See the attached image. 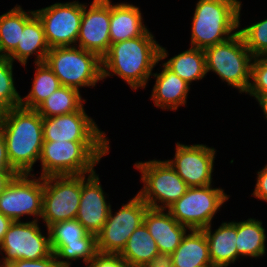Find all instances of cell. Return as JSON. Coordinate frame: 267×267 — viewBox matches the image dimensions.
Returning a JSON list of instances; mask_svg holds the SVG:
<instances>
[{
	"instance_id": "4316f807",
	"label": "cell",
	"mask_w": 267,
	"mask_h": 267,
	"mask_svg": "<svg viewBox=\"0 0 267 267\" xmlns=\"http://www.w3.org/2000/svg\"><path fill=\"white\" fill-rule=\"evenodd\" d=\"M189 85L207 76L205 51L190 47L164 63Z\"/></svg>"
},
{
	"instance_id": "4dcf8cb0",
	"label": "cell",
	"mask_w": 267,
	"mask_h": 267,
	"mask_svg": "<svg viewBox=\"0 0 267 267\" xmlns=\"http://www.w3.org/2000/svg\"><path fill=\"white\" fill-rule=\"evenodd\" d=\"M13 61L0 56V112L19 107L21 95L15 86Z\"/></svg>"
},
{
	"instance_id": "e575fe53",
	"label": "cell",
	"mask_w": 267,
	"mask_h": 267,
	"mask_svg": "<svg viewBox=\"0 0 267 267\" xmlns=\"http://www.w3.org/2000/svg\"><path fill=\"white\" fill-rule=\"evenodd\" d=\"M8 267H63L56 259L54 253L46 258L38 260H17L11 262Z\"/></svg>"
},
{
	"instance_id": "ab89813d",
	"label": "cell",
	"mask_w": 267,
	"mask_h": 267,
	"mask_svg": "<svg viewBox=\"0 0 267 267\" xmlns=\"http://www.w3.org/2000/svg\"><path fill=\"white\" fill-rule=\"evenodd\" d=\"M18 173H0V194Z\"/></svg>"
},
{
	"instance_id": "4fadbf2b",
	"label": "cell",
	"mask_w": 267,
	"mask_h": 267,
	"mask_svg": "<svg viewBox=\"0 0 267 267\" xmlns=\"http://www.w3.org/2000/svg\"><path fill=\"white\" fill-rule=\"evenodd\" d=\"M149 206L136 194L113 214L110 207L107 220L96 235L97 250L103 253L119 254L130 235L143 223Z\"/></svg>"
},
{
	"instance_id": "d6a6232c",
	"label": "cell",
	"mask_w": 267,
	"mask_h": 267,
	"mask_svg": "<svg viewBox=\"0 0 267 267\" xmlns=\"http://www.w3.org/2000/svg\"><path fill=\"white\" fill-rule=\"evenodd\" d=\"M267 93V56H256L251 65V80L246 94L255 98Z\"/></svg>"
},
{
	"instance_id": "603a6c76",
	"label": "cell",
	"mask_w": 267,
	"mask_h": 267,
	"mask_svg": "<svg viewBox=\"0 0 267 267\" xmlns=\"http://www.w3.org/2000/svg\"><path fill=\"white\" fill-rule=\"evenodd\" d=\"M45 39L44 29L39 18L34 15L21 31L20 41L17 47L7 56L10 60L19 62L26 67L29 57L35 54L34 63H43L49 51Z\"/></svg>"
},
{
	"instance_id": "2e32d148",
	"label": "cell",
	"mask_w": 267,
	"mask_h": 267,
	"mask_svg": "<svg viewBox=\"0 0 267 267\" xmlns=\"http://www.w3.org/2000/svg\"><path fill=\"white\" fill-rule=\"evenodd\" d=\"M42 125L43 141L110 142L84 105L70 114L43 118Z\"/></svg>"
},
{
	"instance_id": "8fae6325",
	"label": "cell",
	"mask_w": 267,
	"mask_h": 267,
	"mask_svg": "<svg viewBox=\"0 0 267 267\" xmlns=\"http://www.w3.org/2000/svg\"><path fill=\"white\" fill-rule=\"evenodd\" d=\"M42 204L43 177L32 173L16 175L0 194V212L13 221H21L23 216L40 221Z\"/></svg>"
},
{
	"instance_id": "6da1fadb",
	"label": "cell",
	"mask_w": 267,
	"mask_h": 267,
	"mask_svg": "<svg viewBox=\"0 0 267 267\" xmlns=\"http://www.w3.org/2000/svg\"><path fill=\"white\" fill-rule=\"evenodd\" d=\"M154 37L148 28L142 36L111 44L102 58V79L115 75L133 90L145 89L153 68L169 55Z\"/></svg>"
},
{
	"instance_id": "cb8c5ba5",
	"label": "cell",
	"mask_w": 267,
	"mask_h": 267,
	"mask_svg": "<svg viewBox=\"0 0 267 267\" xmlns=\"http://www.w3.org/2000/svg\"><path fill=\"white\" fill-rule=\"evenodd\" d=\"M173 267H214L203 230L190 229L172 253Z\"/></svg>"
},
{
	"instance_id": "7c38bea8",
	"label": "cell",
	"mask_w": 267,
	"mask_h": 267,
	"mask_svg": "<svg viewBox=\"0 0 267 267\" xmlns=\"http://www.w3.org/2000/svg\"><path fill=\"white\" fill-rule=\"evenodd\" d=\"M48 230L52 252L63 267L81 259L87 265L98 252L96 235L88 233L77 219L53 224Z\"/></svg>"
},
{
	"instance_id": "d6986e66",
	"label": "cell",
	"mask_w": 267,
	"mask_h": 267,
	"mask_svg": "<svg viewBox=\"0 0 267 267\" xmlns=\"http://www.w3.org/2000/svg\"><path fill=\"white\" fill-rule=\"evenodd\" d=\"M143 223L156 241L159 252L172 254L190 230L179 224L165 209L148 208Z\"/></svg>"
},
{
	"instance_id": "52a82bcc",
	"label": "cell",
	"mask_w": 267,
	"mask_h": 267,
	"mask_svg": "<svg viewBox=\"0 0 267 267\" xmlns=\"http://www.w3.org/2000/svg\"><path fill=\"white\" fill-rule=\"evenodd\" d=\"M134 168L141 173V199L152 209H167L179 200L189 186L165 160L139 161Z\"/></svg>"
},
{
	"instance_id": "83f0119b",
	"label": "cell",
	"mask_w": 267,
	"mask_h": 267,
	"mask_svg": "<svg viewBox=\"0 0 267 267\" xmlns=\"http://www.w3.org/2000/svg\"><path fill=\"white\" fill-rule=\"evenodd\" d=\"M156 241L150 235L147 227L142 223L130 235L125 247L119 255L130 267H142L149 262L157 253Z\"/></svg>"
},
{
	"instance_id": "f35d334b",
	"label": "cell",
	"mask_w": 267,
	"mask_h": 267,
	"mask_svg": "<svg viewBox=\"0 0 267 267\" xmlns=\"http://www.w3.org/2000/svg\"><path fill=\"white\" fill-rule=\"evenodd\" d=\"M13 220L9 217H6L4 214L0 212V244L4 239V236L12 224Z\"/></svg>"
},
{
	"instance_id": "ba28073f",
	"label": "cell",
	"mask_w": 267,
	"mask_h": 267,
	"mask_svg": "<svg viewBox=\"0 0 267 267\" xmlns=\"http://www.w3.org/2000/svg\"><path fill=\"white\" fill-rule=\"evenodd\" d=\"M230 195L223 188L208 186L189 187L186 193L166 210L189 229L202 230L212 224L214 216Z\"/></svg>"
},
{
	"instance_id": "ac0fdd59",
	"label": "cell",
	"mask_w": 267,
	"mask_h": 267,
	"mask_svg": "<svg viewBox=\"0 0 267 267\" xmlns=\"http://www.w3.org/2000/svg\"><path fill=\"white\" fill-rule=\"evenodd\" d=\"M107 198L96 171L81 174V198L75 219L88 233L97 235L104 226L112 207Z\"/></svg>"
},
{
	"instance_id": "60d3db41",
	"label": "cell",
	"mask_w": 267,
	"mask_h": 267,
	"mask_svg": "<svg viewBox=\"0 0 267 267\" xmlns=\"http://www.w3.org/2000/svg\"><path fill=\"white\" fill-rule=\"evenodd\" d=\"M254 99L258 102L260 108L263 110V114L266 117L265 119H267V93L257 95Z\"/></svg>"
},
{
	"instance_id": "30bf717a",
	"label": "cell",
	"mask_w": 267,
	"mask_h": 267,
	"mask_svg": "<svg viewBox=\"0 0 267 267\" xmlns=\"http://www.w3.org/2000/svg\"><path fill=\"white\" fill-rule=\"evenodd\" d=\"M39 221H13L0 244V265L17 260H38L52 252L49 230L43 235ZM3 252V253H2Z\"/></svg>"
},
{
	"instance_id": "1f68e13d",
	"label": "cell",
	"mask_w": 267,
	"mask_h": 267,
	"mask_svg": "<svg viewBox=\"0 0 267 267\" xmlns=\"http://www.w3.org/2000/svg\"><path fill=\"white\" fill-rule=\"evenodd\" d=\"M241 9L242 3L239 10L238 32L242 35L246 47L254 57L267 56V18L241 29Z\"/></svg>"
},
{
	"instance_id": "277c9868",
	"label": "cell",
	"mask_w": 267,
	"mask_h": 267,
	"mask_svg": "<svg viewBox=\"0 0 267 267\" xmlns=\"http://www.w3.org/2000/svg\"><path fill=\"white\" fill-rule=\"evenodd\" d=\"M240 6V0H199L191 20L190 47L205 50L238 33Z\"/></svg>"
},
{
	"instance_id": "3957f363",
	"label": "cell",
	"mask_w": 267,
	"mask_h": 267,
	"mask_svg": "<svg viewBox=\"0 0 267 267\" xmlns=\"http://www.w3.org/2000/svg\"><path fill=\"white\" fill-rule=\"evenodd\" d=\"M109 143L43 141L40 177L91 174L101 158L110 153Z\"/></svg>"
},
{
	"instance_id": "7402d4cb",
	"label": "cell",
	"mask_w": 267,
	"mask_h": 267,
	"mask_svg": "<svg viewBox=\"0 0 267 267\" xmlns=\"http://www.w3.org/2000/svg\"><path fill=\"white\" fill-rule=\"evenodd\" d=\"M206 235L209 254L214 267H228L237 261V222L229 221L212 231V224L202 229Z\"/></svg>"
},
{
	"instance_id": "8d00e7d4",
	"label": "cell",
	"mask_w": 267,
	"mask_h": 267,
	"mask_svg": "<svg viewBox=\"0 0 267 267\" xmlns=\"http://www.w3.org/2000/svg\"><path fill=\"white\" fill-rule=\"evenodd\" d=\"M0 173H17L10 164L4 134L0 130Z\"/></svg>"
},
{
	"instance_id": "d4e9b609",
	"label": "cell",
	"mask_w": 267,
	"mask_h": 267,
	"mask_svg": "<svg viewBox=\"0 0 267 267\" xmlns=\"http://www.w3.org/2000/svg\"><path fill=\"white\" fill-rule=\"evenodd\" d=\"M262 221L254 218L237 221V260L241 257L260 258L266 255V231Z\"/></svg>"
},
{
	"instance_id": "e0dca14e",
	"label": "cell",
	"mask_w": 267,
	"mask_h": 267,
	"mask_svg": "<svg viewBox=\"0 0 267 267\" xmlns=\"http://www.w3.org/2000/svg\"><path fill=\"white\" fill-rule=\"evenodd\" d=\"M109 26L110 0H93L90 5L83 3L77 47L95 53L102 59L111 45Z\"/></svg>"
},
{
	"instance_id": "5bb4252c",
	"label": "cell",
	"mask_w": 267,
	"mask_h": 267,
	"mask_svg": "<svg viewBox=\"0 0 267 267\" xmlns=\"http://www.w3.org/2000/svg\"><path fill=\"white\" fill-rule=\"evenodd\" d=\"M42 23L49 48L76 46L83 14V3L56 2L34 10Z\"/></svg>"
},
{
	"instance_id": "9c48e42d",
	"label": "cell",
	"mask_w": 267,
	"mask_h": 267,
	"mask_svg": "<svg viewBox=\"0 0 267 267\" xmlns=\"http://www.w3.org/2000/svg\"><path fill=\"white\" fill-rule=\"evenodd\" d=\"M81 198L80 175L43 177L41 219L45 227L76 218Z\"/></svg>"
},
{
	"instance_id": "484cf974",
	"label": "cell",
	"mask_w": 267,
	"mask_h": 267,
	"mask_svg": "<svg viewBox=\"0 0 267 267\" xmlns=\"http://www.w3.org/2000/svg\"><path fill=\"white\" fill-rule=\"evenodd\" d=\"M34 15V10L27 12L18 4L0 15V56L7 57L17 47L24 25Z\"/></svg>"
},
{
	"instance_id": "f546056e",
	"label": "cell",
	"mask_w": 267,
	"mask_h": 267,
	"mask_svg": "<svg viewBox=\"0 0 267 267\" xmlns=\"http://www.w3.org/2000/svg\"><path fill=\"white\" fill-rule=\"evenodd\" d=\"M85 101L86 99H82L80 91L76 88L61 86L35 110L42 118H49L76 112Z\"/></svg>"
},
{
	"instance_id": "74e56055",
	"label": "cell",
	"mask_w": 267,
	"mask_h": 267,
	"mask_svg": "<svg viewBox=\"0 0 267 267\" xmlns=\"http://www.w3.org/2000/svg\"><path fill=\"white\" fill-rule=\"evenodd\" d=\"M142 267H173L172 254L158 252L149 262Z\"/></svg>"
},
{
	"instance_id": "9a60e30c",
	"label": "cell",
	"mask_w": 267,
	"mask_h": 267,
	"mask_svg": "<svg viewBox=\"0 0 267 267\" xmlns=\"http://www.w3.org/2000/svg\"><path fill=\"white\" fill-rule=\"evenodd\" d=\"M173 159L166 160L189 187L208 186L213 182L216 149L206 144L176 143Z\"/></svg>"
},
{
	"instance_id": "8992f818",
	"label": "cell",
	"mask_w": 267,
	"mask_h": 267,
	"mask_svg": "<svg viewBox=\"0 0 267 267\" xmlns=\"http://www.w3.org/2000/svg\"><path fill=\"white\" fill-rule=\"evenodd\" d=\"M62 86L95 87L102 79V59L77 46L50 48L45 61Z\"/></svg>"
},
{
	"instance_id": "f1b7e54d",
	"label": "cell",
	"mask_w": 267,
	"mask_h": 267,
	"mask_svg": "<svg viewBox=\"0 0 267 267\" xmlns=\"http://www.w3.org/2000/svg\"><path fill=\"white\" fill-rule=\"evenodd\" d=\"M34 64L35 75L32 88L25 97H21L20 106L26 109H36L53 92L62 86L58 77L45 62Z\"/></svg>"
},
{
	"instance_id": "7a4b0ae2",
	"label": "cell",
	"mask_w": 267,
	"mask_h": 267,
	"mask_svg": "<svg viewBox=\"0 0 267 267\" xmlns=\"http://www.w3.org/2000/svg\"><path fill=\"white\" fill-rule=\"evenodd\" d=\"M43 118L35 109L21 106L0 112L7 155L18 174H31L43 146Z\"/></svg>"
},
{
	"instance_id": "44dd1931",
	"label": "cell",
	"mask_w": 267,
	"mask_h": 267,
	"mask_svg": "<svg viewBox=\"0 0 267 267\" xmlns=\"http://www.w3.org/2000/svg\"><path fill=\"white\" fill-rule=\"evenodd\" d=\"M143 20L138 6L125 2L113 4L110 0L111 44L142 36L148 30Z\"/></svg>"
},
{
	"instance_id": "d590c367",
	"label": "cell",
	"mask_w": 267,
	"mask_h": 267,
	"mask_svg": "<svg viewBox=\"0 0 267 267\" xmlns=\"http://www.w3.org/2000/svg\"><path fill=\"white\" fill-rule=\"evenodd\" d=\"M257 174V180L255 184V189L251 195L261 201L267 202V164L259 169Z\"/></svg>"
},
{
	"instance_id": "5b68a950",
	"label": "cell",
	"mask_w": 267,
	"mask_h": 267,
	"mask_svg": "<svg viewBox=\"0 0 267 267\" xmlns=\"http://www.w3.org/2000/svg\"><path fill=\"white\" fill-rule=\"evenodd\" d=\"M206 71L214 72L222 82L232 86L240 94L247 92L251 80V65L254 56L238 32L225 42L205 50Z\"/></svg>"
},
{
	"instance_id": "836d02e7",
	"label": "cell",
	"mask_w": 267,
	"mask_h": 267,
	"mask_svg": "<svg viewBox=\"0 0 267 267\" xmlns=\"http://www.w3.org/2000/svg\"><path fill=\"white\" fill-rule=\"evenodd\" d=\"M86 267H130L129 264L116 253L97 252Z\"/></svg>"
},
{
	"instance_id": "ffe728a7",
	"label": "cell",
	"mask_w": 267,
	"mask_h": 267,
	"mask_svg": "<svg viewBox=\"0 0 267 267\" xmlns=\"http://www.w3.org/2000/svg\"><path fill=\"white\" fill-rule=\"evenodd\" d=\"M160 73H153L155 83L150 99L156 107L163 110L177 111L178 107L186 106L190 85L162 63Z\"/></svg>"
}]
</instances>
